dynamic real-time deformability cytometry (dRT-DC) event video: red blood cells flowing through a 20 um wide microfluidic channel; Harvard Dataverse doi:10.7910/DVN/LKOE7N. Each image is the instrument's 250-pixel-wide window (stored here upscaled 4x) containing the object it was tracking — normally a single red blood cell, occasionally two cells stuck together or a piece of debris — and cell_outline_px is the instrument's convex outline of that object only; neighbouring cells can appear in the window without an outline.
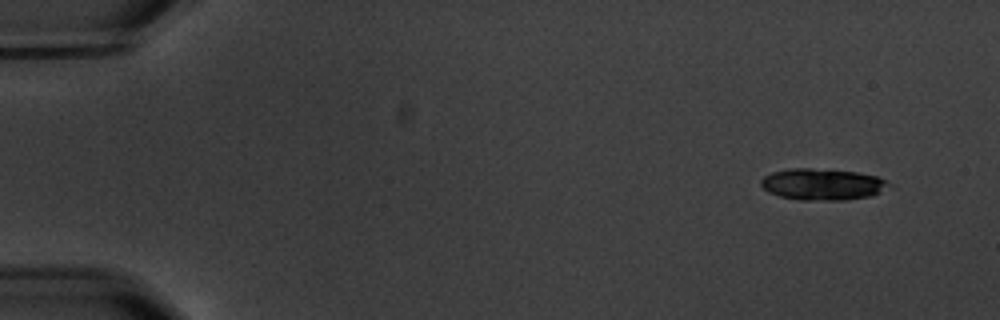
{"species": "common noctule bat (a hibernating species)", "species_latin": "Nyctalus noctula", "temperature_condition": "warm", "stored_images_in_passage": 7, "camera_frame_rate_fps": 3000, "um_per_image_px": 0.085, "animal": {"sex": "male", "body_mass_g": 20.1, "forearm_length_mm": 53.5}, "frame": {"image": 1, "passage_image": 1, "time_ms": 0.0, "image_size_px": [1000, 320], "cell_outline_px": [[892, 188], [872, 196], [848, 200], [800, 200], [780, 196], [768, 192], [760, 184], [760, 180], [764, 176], [772, 172], [792, 168], [812, 168], [856, 172], [876, 176], [888, 180]], "centroid_in_image_um": [69.96, 15.67], "position_along_channel_um": 15.0, "area_um2": 23.76}}
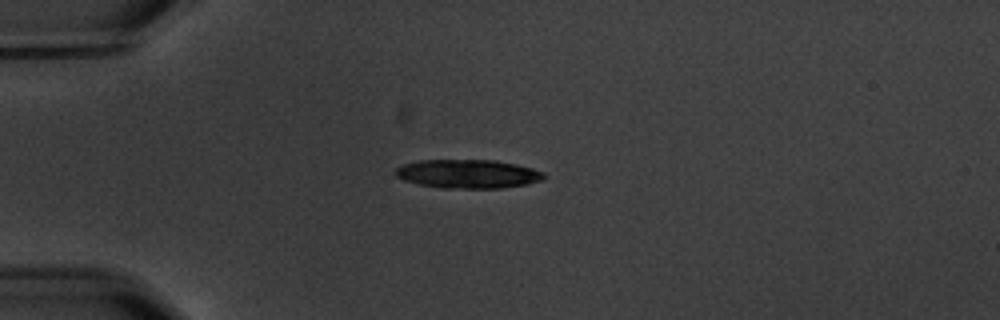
{"frame": {"image": 2, "passage_image": 4, "time_ms": 3.667, "image_size_px": [1000, 320], "cell_outline_px": [[548, 176], [544, 180], [528, 184], [500, 188], [444, 188], [420, 184], [404, 180], [396, 176], [396, 168], [404, 164], [420, 160], [496, 160], [516, 164], [532, 168], [544, 172]], "centroid_in_image_um": [39.84, 14.78], "position_along_channel_um": 45.2, "area_um2": 24.91}}